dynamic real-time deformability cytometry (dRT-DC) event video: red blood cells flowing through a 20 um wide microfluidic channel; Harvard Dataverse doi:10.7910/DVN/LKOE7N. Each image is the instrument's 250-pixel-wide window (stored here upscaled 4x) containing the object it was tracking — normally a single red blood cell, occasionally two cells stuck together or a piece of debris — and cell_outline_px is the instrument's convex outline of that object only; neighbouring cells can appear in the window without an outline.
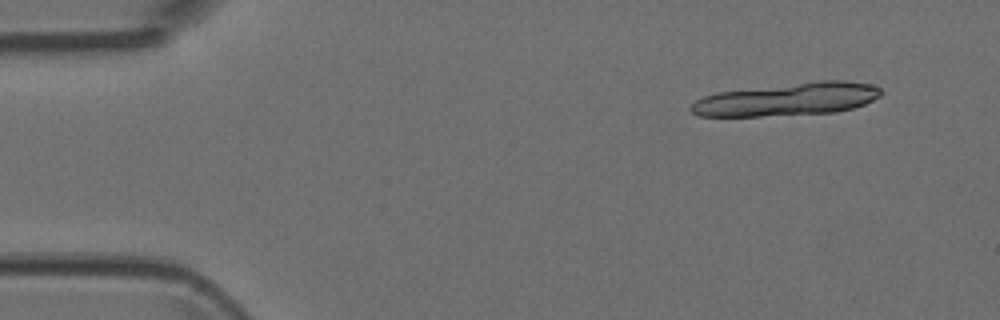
{"species": "Egyptian fruit bat (a non-hibernating species)", "species_latin": "Rousettus aegyptiacus", "temperature_condition": "room temperature", "stored_images_in_passage": 4, "camera_frame_rate_fps": 3000, "um_per_image_px": 0.085, "animal": {"sex": "female"}, "frame": {"image": 1, "passage_image": 1, "time_ms": 0.0, "image_size_px": [1000, 320], "cell_outline_px": [[880, 96], [864, 104], [852, 108], [836, 112], [760, 116], [700, 116], [692, 112], [688, 108], [696, 100], [704, 96], [716, 92], [816, 80], [844, 80], [872, 84], [880, 88]], "centroid_in_image_um": [66.92, 8.43], "position_along_channel_um": 18.1, "area_um2": 36.41}}
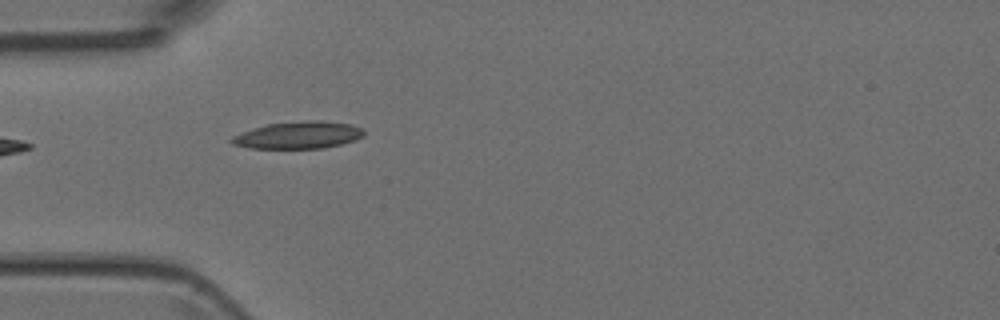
{"frame": {"image": 2, "passage_image": 4, "time_ms": 3.667, "image_size_px": [1000, 320], "cell_outline_px": [[364, 136], [356, 140], [324, 148], [248, 148], [232, 144], [228, 140], [232, 136], [268, 124], [308, 120], [324, 120], [352, 124], [360, 128], [364, 132]], "centroid_in_image_um": [25.38, 11.48], "position_along_channel_um": 59.6, "area_um2": 20.87}}